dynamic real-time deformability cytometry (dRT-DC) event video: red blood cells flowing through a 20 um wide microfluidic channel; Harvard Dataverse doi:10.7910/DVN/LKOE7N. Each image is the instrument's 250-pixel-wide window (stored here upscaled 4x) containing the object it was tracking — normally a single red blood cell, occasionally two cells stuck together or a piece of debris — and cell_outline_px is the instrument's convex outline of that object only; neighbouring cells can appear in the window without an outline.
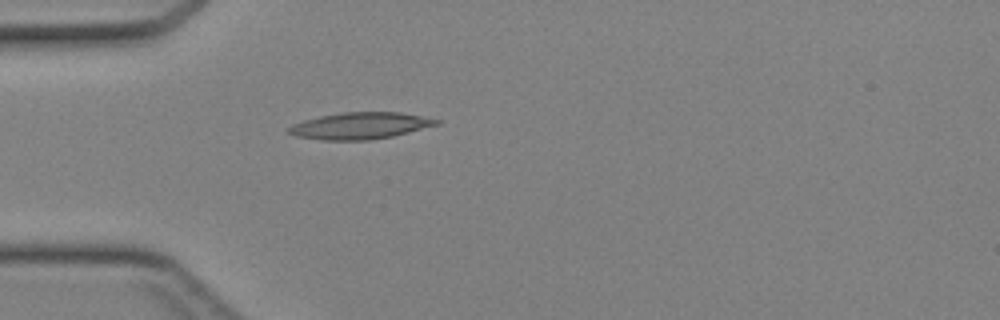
{"species": "Egyptian fruit bat (a non-hibernating species)", "species_latin": "Rousettus aegyptiacus", "temperature_condition": "cold", "stored_images_in_passage": 29, "camera_frame_rate_fps": 3000, "um_per_image_px": 0.085, "animal": {"sex": "female"}, "frame": {"image": 1, "passage_image": 1, "time_ms": 0.0, "image_size_px": [1000, 320], "cell_outline_px": [[440, 124], [392, 136], [368, 140], [320, 140], [296, 136], [288, 132], [288, 128], [292, 124], [304, 120], [320, 116], [344, 112], [400, 112], [440, 120]], "centroid_in_image_um": [30.59, 10.69], "position_along_channel_um": 54.4, "area_um2": 22.77}}
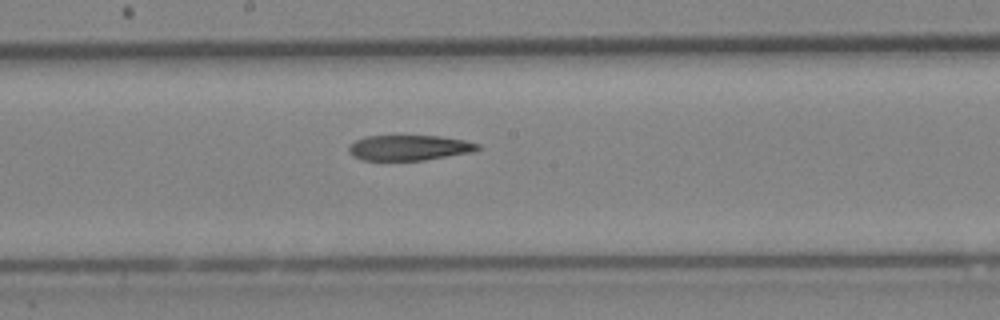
{"frame": {"image": 2, "passage_image": 12, "time_ms": 3.667, "image_size_px": [1000, 320], "cell_outline_px": [[480, 148], [476, 152], [424, 160], [360, 160], [352, 156], [348, 152], [348, 148], [356, 140], [364, 136], [440, 136], [464, 140], [480, 144]], "centroid_in_image_um": [34.8, 12.56], "position_along_channel_um": 213.4, "area_um2": 19.19}}
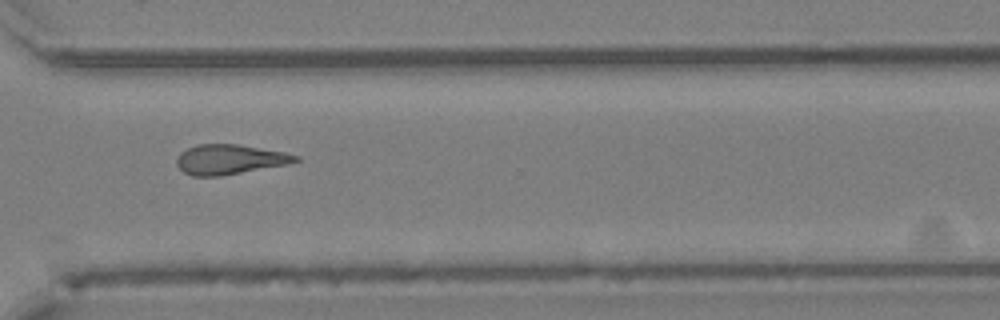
{"frame": {"image": 3, "passage_image": 21, "time_ms": 6.667, "image_size_px": [1000, 320], "cell_outline_px": [[300, 160], [288, 164], [220, 176], [192, 176], [184, 172], [176, 164], [176, 160], [180, 152], [196, 144], [236, 144], [284, 152], [300, 156]], "centroid_in_image_um": [19.51, 13.55], "position_along_channel_um": 351.1, "area_um2": 20.58}}